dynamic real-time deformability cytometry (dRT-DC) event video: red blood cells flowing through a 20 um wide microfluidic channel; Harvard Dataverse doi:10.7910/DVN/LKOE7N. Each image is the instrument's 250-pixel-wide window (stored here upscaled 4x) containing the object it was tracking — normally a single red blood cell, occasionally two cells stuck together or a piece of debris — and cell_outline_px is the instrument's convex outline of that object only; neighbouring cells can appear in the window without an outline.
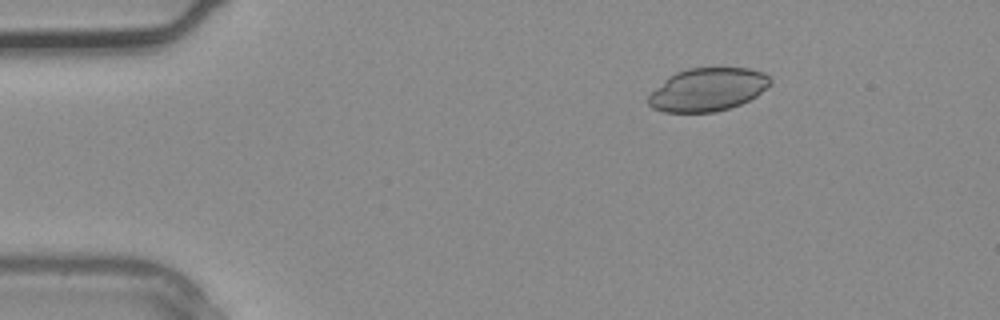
{"species": "common noctule bat (a hibernating species)", "species_latin": "Nyctalus noctula", "temperature_condition": "warm", "stored_images_in_passage": 3, "camera_frame_rate_fps": 3000, "um_per_image_px": 0.085, "animal": {"sex": "male", "body_mass_g": 20.4}, "frame": {"image": 1, "passage_image": 2, "time_ms": 0.333, "image_size_px": [1000, 320], "cell_outline_px": [[772, 84], [756, 96], [740, 104], [716, 112], [664, 112], [652, 108], [648, 104], [648, 96], [668, 76], [676, 72], [688, 68], [748, 68], [764, 72], [772, 80]], "centroid_in_image_um": [60.16, 7.61], "position_along_channel_um": 24.8, "area_um2": 30.63}}